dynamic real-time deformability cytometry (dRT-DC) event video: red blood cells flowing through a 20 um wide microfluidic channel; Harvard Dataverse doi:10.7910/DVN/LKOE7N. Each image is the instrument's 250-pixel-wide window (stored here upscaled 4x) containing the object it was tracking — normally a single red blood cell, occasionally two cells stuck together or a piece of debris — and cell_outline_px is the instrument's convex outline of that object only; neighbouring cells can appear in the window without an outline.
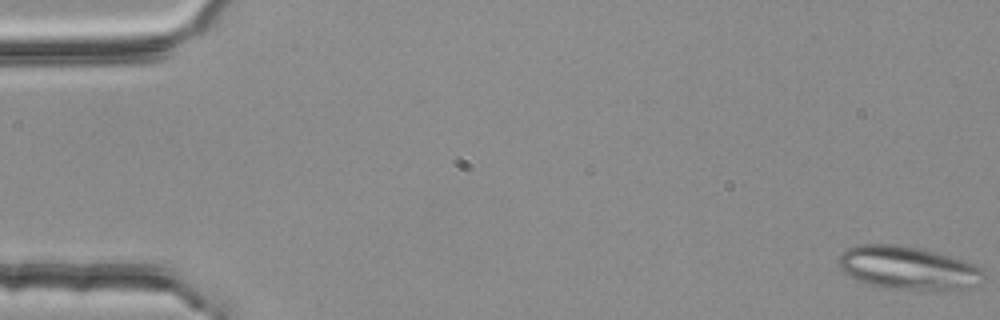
{"species": "common noctule bat (a hibernating species)", "species_latin": "Nyctalus noctula", "temperature_condition": "room temperature", "stored_images_in_passage": 6, "camera_frame_rate_fps": 3000, "um_per_image_px": 0.085, "animal": {"sex": "female", "body_mass_g": 25.1}, "frame": {"image": 1, "passage_image": 1, "time_ms": 0.0, "image_size_px": [1000, 320], "cell_outline_px": [[984, 284], [968, 288], [936, 292], [884, 288], [868, 284], [856, 280], [840, 272], [836, 264], [840, 252], [844, 248], [856, 244], [900, 244], [920, 248], [936, 252], [980, 264], [984, 268]], "centroid_in_image_um": [77.21, 22.8], "position_along_channel_um": 7.8, "area_um2": 38.49}}